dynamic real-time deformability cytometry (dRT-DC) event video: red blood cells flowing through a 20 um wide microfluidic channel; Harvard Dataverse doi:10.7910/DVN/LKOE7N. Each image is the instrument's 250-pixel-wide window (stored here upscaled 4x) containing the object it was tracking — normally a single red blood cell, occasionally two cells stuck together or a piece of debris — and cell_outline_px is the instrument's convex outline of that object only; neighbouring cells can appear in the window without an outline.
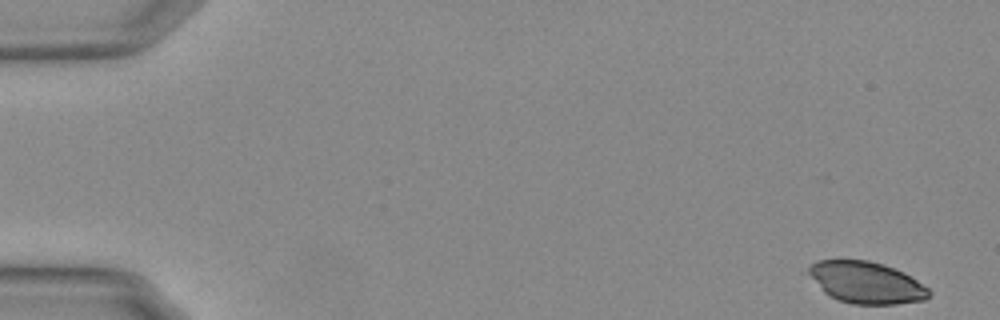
{"species": "Egyptian fruit bat (a non-hibernating species)", "species_latin": "Rousettus aegyptiacus", "temperature_condition": "warm", "stored_images_in_passage": 54, "camera_frame_rate_fps": 3000, "um_per_image_px": 0.085, "animal": {"sex": "female"}, "frame": {"image": 1, "passage_image": 1, "time_ms": 0.0, "image_size_px": [1000, 320], "cell_outline_px": [[932, 296], [924, 300], [896, 304], [852, 304], [836, 300], [828, 296], [800, 272], [812, 264], [820, 260], [868, 260], [904, 272], [928, 288], [932, 292]], "centroid_in_image_um": [73.53, 24.02], "position_along_channel_um": 11.5, "area_um2": 29.88}}
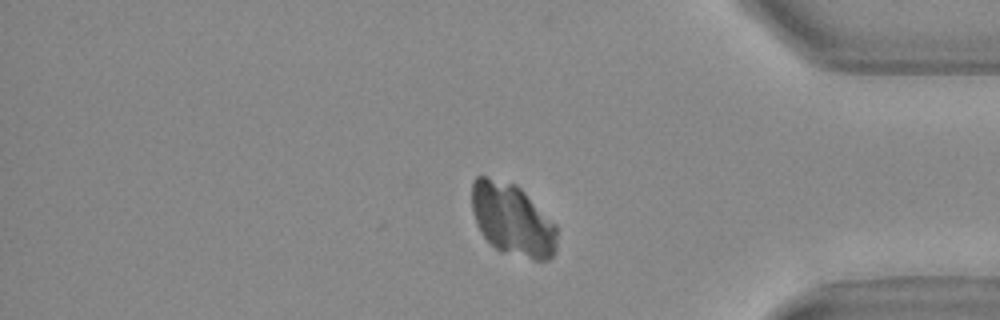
{"frame": {"image": 2, "passage_image": 45, "time_ms": 14.667, "image_size_px": [1000, 320], "cell_outline_px": [[556, 252], [548, 260], [532, 260], [504, 252], [496, 248], [480, 232], [476, 224], [472, 212], [472, 180], [476, 176], [484, 176], [516, 184], [556, 224]], "centroid_in_image_um": [43.54, 18.68], "position_along_channel_um": 391.7, "area_um2": 35.84}}
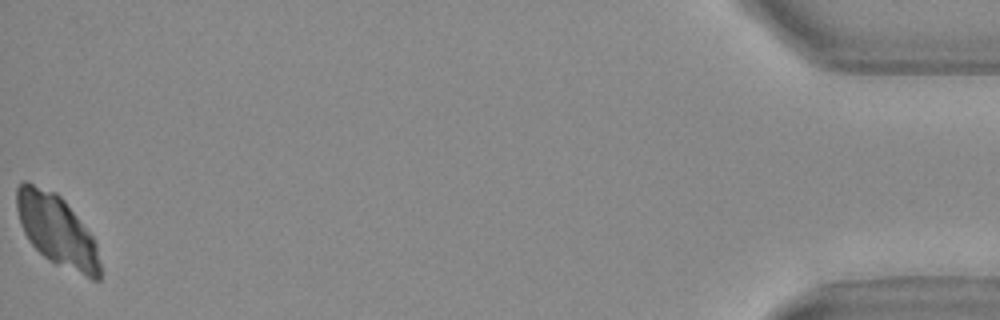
{"frame": {"image": 3, "passage_image": 54, "time_ms": 17.667, "image_size_px": [1000, 320], "cell_outline_px": [[100, 280], [92, 280], [56, 264], [48, 260], [28, 240], [20, 224], [16, 208], [16, 188], [24, 180], [28, 180], [56, 192], [64, 200], [92, 236], [96, 244], [100, 264]], "centroid_in_image_um": [4.8, 19.56], "position_along_channel_um": 430.4, "area_um2": 34.68}}